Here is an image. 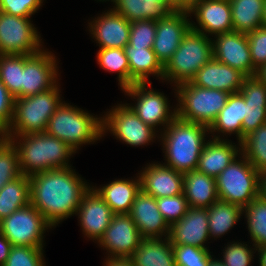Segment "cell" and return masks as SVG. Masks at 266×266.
I'll return each instance as SVG.
<instances>
[{
  "instance_id": "obj_24",
  "label": "cell",
  "mask_w": 266,
  "mask_h": 266,
  "mask_svg": "<svg viewBox=\"0 0 266 266\" xmlns=\"http://www.w3.org/2000/svg\"><path fill=\"white\" fill-rule=\"evenodd\" d=\"M90 25L92 34L101 48L124 49L129 44L130 22L114 10L107 12Z\"/></svg>"
},
{
  "instance_id": "obj_7",
  "label": "cell",
  "mask_w": 266,
  "mask_h": 266,
  "mask_svg": "<svg viewBox=\"0 0 266 266\" xmlns=\"http://www.w3.org/2000/svg\"><path fill=\"white\" fill-rule=\"evenodd\" d=\"M180 108L176 110L179 119L187 122L210 126L220 111L225 107L228 92L202 88L191 82L179 84L177 87ZM182 105V106H181Z\"/></svg>"
},
{
  "instance_id": "obj_34",
  "label": "cell",
  "mask_w": 266,
  "mask_h": 266,
  "mask_svg": "<svg viewBox=\"0 0 266 266\" xmlns=\"http://www.w3.org/2000/svg\"><path fill=\"white\" fill-rule=\"evenodd\" d=\"M210 236H219L227 232L238 221L243 212L239 205L218 199L207 208Z\"/></svg>"
},
{
  "instance_id": "obj_56",
  "label": "cell",
  "mask_w": 266,
  "mask_h": 266,
  "mask_svg": "<svg viewBox=\"0 0 266 266\" xmlns=\"http://www.w3.org/2000/svg\"><path fill=\"white\" fill-rule=\"evenodd\" d=\"M208 266H225L222 262V260H213L212 259V256L210 257V261H209V264Z\"/></svg>"
},
{
  "instance_id": "obj_22",
  "label": "cell",
  "mask_w": 266,
  "mask_h": 266,
  "mask_svg": "<svg viewBox=\"0 0 266 266\" xmlns=\"http://www.w3.org/2000/svg\"><path fill=\"white\" fill-rule=\"evenodd\" d=\"M140 181L141 189L154 198L183 194V173L166 165H149Z\"/></svg>"
},
{
  "instance_id": "obj_44",
  "label": "cell",
  "mask_w": 266,
  "mask_h": 266,
  "mask_svg": "<svg viewBox=\"0 0 266 266\" xmlns=\"http://www.w3.org/2000/svg\"><path fill=\"white\" fill-rule=\"evenodd\" d=\"M247 35L253 66L258 70L266 64V27L256 28Z\"/></svg>"
},
{
  "instance_id": "obj_30",
  "label": "cell",
  "mask_w": 266,
  "mask_h": 266,
  "mask_svg": "<svg viewBox=\"0 0 266 266\" xmlns=\"http://www.w3.org/2000/svg\"><path fill=\"white\" fill-rule=\"evenodd\" d=\"M265 0H229L233 32L248 34L262 27Z\"/></svg>"
},
{
  "instance_id": "obj_48",
  "label": "cell",
  "mask_w": 266,
  "mask_h": 266,
  "mask_svg": "<svg viewBox=\"0 0 266 266\" xmlns=\"http://www.w3.org/2000/svg\"><path fill=\"white\" fill-rule=\"evenodd\" d=\"M12 244L0 233V266H3L8 259Z\"/></svg>"
},
{
  "instance_id": "obj_27",
  "label": "cell",
  "mask_w": 266,
  "mask_h": 266,
  "mask_svg": "<svg viewBox=\"0 0 266 266\" xmlns=\"http://www.w3.org/2000/svg\"><path fill=\"white\" fill-rule=\"evenodd\" d=\"M140 190L141 181L139 178L137 182L116 180L95 191L111 208L114 214H129L136 195Z\"/></svg>"
},
{
  "instance_id": "obj_46",
  "label": "cell",
  "mask_w": 266,
  "mask_h": 266,
  "mask_svg": "<svg viewBox=\"0 0 266 266\" xmlns=\"http://www.w3.org/2000/svg\"><path fill=\"white\" fill-rule=\"evenodd\" d=\"M252 251L248 249L247 245L242 243L231 244L225 249L224 261L225 266H249L252 258Z\"/></svg>"
},
{
  "instance_id": "obj_52",
  "label": "cell",
  "mask_w": 266,
  "mask_h": 266,
  "mask_svg": "<svg viewBox=\"0 0 266 266\" xmlns=\"http://www.w3.org/2000/svg\"><path fill=\"white\" fill-rule=\"evenodd\" d=\"M154 3H159L168 12H175V4L173 0H154Z\"/></svg>"
},
{
  "instance_id": "obj_49",
  "label": "cell",
  "mask_w": 266,
  "mask_h": 266,
  "mask_svg": "<svg viewBox=\"0 0 266 266\" xmlns=\"http://www.w3.org/2000/svg\"><path fill=\"white\" fill-rule=\"evenodd\" d=\"M258 196L266 201V168L258 174Z\"/></svg>"
},
{
  "instance_id": "obj_20",
  "label": "cell",
  "mask_w": 266,
  "mask_h": 266,
  "mask_svg": "<svg viewBox=\"0 0 266 266\" xmlns=\"http://www.w3.org/2000/svg\"><path fill=\"white\" fill-rule=\"evenodd\" d=\"M89 189L78 206L81 227L85 235L99 239L104 235L114 213L105 201L93 189Z\"/></svg>"
},
{
  "instance_id": "obj_5",
  "label": "cell",
  "mask_w": 266,
  "mask_h": 266,
  "mask_svg": "<svg viewBox=\"0 0 266 266\" xmlns=\"http://www.w3.org/2000/svg\"><path fill=\"white\" fill-rule=\"evenodd\" d=\"M59 99V90L56 86L38 94L16 98L13 119L6 130L8 138L14 137L11 136V128L15 129L17 135L45 133L49 119L61 105Z\"/></svg>"
},
{
  "instance_id": "obj_15",
  "label": "cell",
  "mask_w": 266,
  "mask_h": 266,
  "mask_svg": "<svg viewBox=\"0 0 266 266\" xmlns=\"http://www.w3.org/2000/svg\"><path fill=\"white\" fill-rule=\"evenodd\" d=\"M51 53L37 52L24 55L22 70L21 98L38 94L55 87L56 61Z\"/></svg>"
},
{
  "instance_id": "obj_50",
  "label": "cell",
  "mask_w": 266,
  "mask_h": 266,
  "mask_svg": "<svg viewBox=\"0 0 266 266\" xmlns=\"http://www.w3.org/2000/svg\"><path fill=\"white\" fill-rule=\"evenodd\" d=\"M176 11H190L198 2L202 0H173Z\"/></svg>"
},
{
  "instance_id": "obj_40",
  "label": "cell",
  "mask_w": 266,
  "mask_h": 266,
  "mask_svg": "<svg viewBox=\"0 0 266 266\" xmlns=\"http://www.w3.org/2000/svg\"><path fill=\"white\" fill-rule=\"evenodd\" d=\"M156 203L169 227L183 218L190 209L184 194L156 198Z\"/></svg>"
},
{
  "instance_id": "obj_36",
  "label": "cell",
  "mask_w": 266,
  "mask_h": 266,
  "mask_svg": "<svg viewBox=\"0 0 266 266\" xmlns=\"http://www.w3.org/2000/svg\"><path fill=\"white\" fill-rule=\"evenodd\" d=\"M23 69L24 55H0V80L15 99L21 98Z\"/></svg>"
},
{
  "instance_id": "obj_54",
  "label": "cell",
  "mask_w": 266,
  "mask_h": 266,
  "mask_svg": "<svg viewBox=\"0 0 266 266\" xmlns=\"http://www.w3.org/2000/svg\"><path fill=\"white\" fill-rule=\"evenodd\" d=\"M258 252H260V266H266V247H259Z\"/></svg>"
},
{
  "instance_id": "obj_47",
  "label": "cell",
  "mask_w": 266,
  "mask_h": 266,
  "mask_svg": "<svg viewBox=\"0 0 266 266\" xmlns=\"http://www.w3.org/2000/svg\"><path fill=\"white\" fill-rule=\"evenodd\" d=\"M15 98L0 80V129L7 130L13 119Z\"/></svg>"
},
{
  "instance_id": "obj_6",
  "label": "cell",
  "mask_w": 266,
  "mask_h": 266,
  "mask_svg": "<svg viewBox=\"0 0 266 266\" xmlns=\"http://www.w3.org/2000/svg\"><path fill=\"white\" fill-rule=\"evenodd\" d=\"M90 114L61 103L49 119L46 133L56 137L74 151L80 144L97 140L103 134V120Z\"/></svg>"
},
{
  "instance_id": "obj_17",
  "label": "cell",
  "mask_w": 266,
  "mask_h": 266,
  "mask_svg": "<svg viewBox=\"0 0 266 266\" xmlns=\"http://www.w3.org/2000/svg\"><path fill=\"white\" fill-rule=\"evenodd\" d=\"M207 208L190 207L186 214L169 228L172 245H191L207 249L204 242L209 234Z\"/></svg>"
},
{
  "instance_id": "obj_45",
  "label": "cell",
  "mask_w": 266,
  "mask_h": 266,
  "mask_svg": "<svg viewBox=\"0 0 266 266\" xmlns=\"http://www.w3.org/2000/svg\"><path fill=\"white\" fill-rule=\"evenodd\" d=\"M42 0H0V11L19 17H30Z\"/></svg>"
},
{
  "instance_id": "obj_29",
  "label": "cell",
  "mask_w": 266,
  "mask_h": 266,
  "mask_svg": "<svg viewBox=\"0 0 266 266\" xmlns=\"http://www.w3.org/2000/svg\"><path fill=\"white\" fill-rule=\"evenodd\" d=\"M159 238H143L130 259L134 266H176L172 243Z\"/></svg>"
},
{
  "instance_id": "obj_18",
  "label": "cell",
  "mask_w": 266,
  "mask_h": 266,
  "mask_svg": "<svg viewBox=\"0 0 266 266\" xmlns=\"http://www.w3.org/2000/svg\"><path fill=\"white\" fill-rule=\"evenodd\" d=\"M247 76L228 66L220 63L213 57L196 73L190 81L193 85L216 89L229 94L239 93Z\"/></svg>"
},
{
  "instance_id": "obj_19",
  "label": "cell",
  "mask_w": 266,
  "mask_h": 266,
  "mask_svg": "<svg viewBox=\"0 0 266 266\" xmlns=\"http://www.w3.org/2000/svg\"><path fill=\"white\" fill-rule=\"evenodd\" d=\"M129 215L143 238H160L165 232L169 236L170 227L158 210L156 198L142 189L137 193Z\"/></svg>"
},
{
  "instance_id": "obj_9",
  "label": "cell",
  "mask_w": 266,
  "mask_h": 266,
  "mask_svg": "<svg viewBox=\"0 0 266 266\" xmlns=\"http://www.w3.org/2000/svg\"><path fill=\"white\" fill-rule=\"evenodd\" d=\"M52 226L30 203L0 221V233L12 246L42 248L45 228Z\"/></svg>"
},
{
  "instance_id": "obj_23",
  "label": "cell",
  "mask_w": 266,
  "mask_h": 266,
  "mask_svg": "<svg viewBox=\"0 0 266 266\" xmlns=\"http://www.w3.org/2000/svg\"><path fill=\"white\" fill-rule=\"evenodd\" d=\"M188 12H195L200 27L206 33L219 35L233 32L229 0H202Z\"/></svg>"
},
{
  "instance_id": "obj_37",
  "label": "cell",
  "mask_w": 266,
  "mask_h": 266,
  "mask_svg": "<svg viewBox=\"0 0 266 266\" xmlns=\"http://www.w3.org/2000/svg\"><path fill=\"white\" fill-rule=\"evenodd\" d=\"M245 209L248 229L255 247H266V201L259 196L252 200Z\"/></svg>"
},
{
  "instance_id": "obj_2",
  "label": "cell",
  "mask_w": 266,
  "mask_h": 266,
  "mask_svg": "<svg viewBox=\"0 0 266 266\" xmlns=\"http://www.w3.org/2000/svg\"><path fill=\"white\" fill-rule=\"evenodd\" d=\"M207 129L204 124L187 122L176 116L163 137L167 166L182 173L197 170Z\"/></svg>"
},
{
  "instance_id": "obj_11",
  "label": "cell",
  "mask_w": 266,
  "mask_h": 266,
  "mask_svg": "<svg viewBox=\"0 0 266 266\" xmlns=\"http://www.w3.org/2000/svg\"><path fill=\"white\" fill-rule=\"evenodd\" d=\"M187 14L188 11L168 12L162 19L156 21V36L152 49L163 66L191 29L192 23L187 20Z\"/></svg>"
},
{
  "instance_id": "obj_31",
  "label": "cell",
  "mask_w": 266,
  "mask_h": 266,
  "mask_svg": "<svg viewBox=\"0 0 266 266\" xmlns=\"http://www.w3.org/2000/svg\"><path fill=\"white\" fill-rule=\"evenodd\" d=\"M245 101L240 93L230 94L225 107L208 127V130L225 133L235 132L239 142L242 141V121L245 118Z\"/></svg>"
},
{
  "instance_id": "obj_10",
  "label": "cell",
  "mask_w": 266,
  "mask_h": 266,
  "mask_svg": "<svg viewBox=\"0 0 266 266\" xmlns=\"http://www.w3.org/2000/svg\"><path fill=\"white\" fill-rule=\"evenodd\" d=\"M29 17L0 11V55H32L41 51L40 37Z\"/></svg>"
},
{
  "instance_id": "obj_33",
  "label": "cell",
  "mask_w": 266,
  "mask_h": 266,
  "mask_svg": "<svg viewBox=\"0 0 266 266\" xmlns=\"http://www.w3.org/2000/svg\"><path fill=\"white\" fill-rule=\"evenodd\" d=\"M115 2L114 11L124 16L129 22L140 20L157 21L168 11L154 0H112Z\"/></svg>"
},
{
  "instance_id": "obj_39",
  "label": "cell",
  "mask_w": 266,
  "mask_h": 266,
  "mask_svg": "<svg viewBox=\"0 0 266 266\" xmlns=\"http://www.w3.org/2000/svg\"><path fill=\"white\" fill-rule=\"evenodd\" d=\"M21 175L17 149L11 138L0 148V189Z\"/></svg>"
},
{
  "instance_id": "obj_1",
  "label": "cell",
  "mask_w": 266,
  "mask_h": 266,
  "mask_svg": "<svg viewBox=\"0 0 266 266\" xmlns=\"http://www.w3.org/2000/svg\"><path fill=\"white\" fill-rule=\"evenodd\" d=\"M86 185L70 167L39 172L30 176V203L54 226L77 213Z\"/></svg>"
},
{
  "instance_id": "obj_53",
  "label": "cell",
  "mask_w": 266,
  "mask_h": 266,
  "mask_svg": "<svg viewBox=\"0 0 266 266\" xmlns=\"http://www.w3.org/2000/svg\"><path fill=\"white\" fill-rule=\"evenodd\" d=\"M257 78L266 85V64L262 65L256 73Z\"/></svg>"
},
{
  "instance_id": "obj_28",
  "label": "cell",
  "mask_w": 266,
  "mask_h": 266,
  "mask_svg": "<svg viewBox=\"0 0 266 266\" xmlns=\"http://www.w3.org/2000/svg\"><path fill=\"white\" fill-rule=\"evenodd\" d=\"M124 49L129 61L130 86L135 83H147L149 74H157L163 78V65L152 48L132 47L127 44Z\"/></svg>"
},
{
  "instance_id": "obj_16",
  "label": "cell",
  "mask_w": 266,
  "mask_h": 266,
  "mask_svg": "<svg viewBox=\"0 0 266 266\" xmlns=\"http://www.w3.org/2000/svg\"><path fill=\"white\" fill-rule=\"evenodd\" d=\"M146 90V83H135L132 86L124 88L126 93L131 96L138 97L137 104L130 108L133 112L145 123L151 127L158 124H166L167 126L177 116L176 110L174 113L168 114L169 108L167 98L153 90Z\"/></svg>"
},
{
  "instance_id": "obj_35",
  "label": "cell",
  "mask_w": 266,
  "mask_h": 266,
  "mask_svg": "<svg viewBox=\"0 0 266 266\" xmlns=\"http://www.w3.org/2000/svg\"><path fill=\"white\" fill-rule=\"evenodd\" d=\"M243 156L257 170L266 168V122L248 134L241 142Z\"/></svg>"
},
{
  "instance_id": "obj_21",
  "label": "cell",
  "mask_w": 266,
  "mask_h": 266,
  "mask_svg": "<svg viewBox=\"0 0 266 266\" xmlns=\"http://www.w3.org/2000/svg\"><path fill=\"white\" fill-rule=\"evenodd\" d=\"M245 101L242 140L266 122V85L257 76L247 77L239 91Z\"/></svg>"
},
{
  "instance_id": "obj_12",
  "label": "cell",
  "mask_w": 266,
  "mask_h": 266,
  "mask_svg": "<svg viewBox=\"0 0 266 266\" xmlns=\"http://www.w3.org/2000/svg\"><path fill=\"white\" fill-rule=\"evenodd\" d=\"M217 36L215 44H212L213 58L247 77L256 76L257 69L253 66L247 35L229 32Z\"/></svg>"
},
{
  "instance_id": "obj_4",
  "label": "cell",
  "mask_w": 266,
  "mask_h": 266,
  "mask_svg": "<svg viewBox=\"0 0 266 266\" xmlns=\"http://www.w3.org/2000/svg\"><path fill=\"white\" fill-rule=\"evenodd\" d=\"M212 44L204 31L191 24L178 49L163 66V78L174 80L178 85L190 82L213 57Z\"/></svg>"
},
{
  "instance_id": "obj_26",
  "label": "cell",
  "mask_w": 266,
  "mask_h": 266,
  "mask_svg": "<svg viewBox=\"0 0 266 266\" xmlns=\"http://www.w3.org/2000/svg\"><path fill=\"white\" fill-rule=\"evenodd\" d=\"M238 150L227 141L216 137L207 142L200 154L197 170L216 178L237 156Z\"/></svg>"
},
{
  "instance_id": "obj_55",
  "label": "cell",
  "mask_w": 266,
  "mask_h": 266,
  "mask_svg": "<svg viewBox=\"0 0 266 266\" xmlns=\"http://www.w3.org/2000/svg\"><path fill=\"white\" fill-rule=\"evenodd\" d=\"M0 135L2 136L0 138V148H1L9 140V138L6 130L4 129H0Z\"/></svg>"
},
{
  "instance_id": "obj_57",
  "label": "cell",
  "mask_w": 266,
  "mask_h": 266,
  "mask_svg": "<svg viewBox=\"0 0 266 266\" xmlns=\"http://www.w3.org/2000/svg\"><path fill=\"white\" fill-rule=\"evenodd\" d=\"M263 27H266V0L264 2V9H263Z\"/></svg>"
},
{
  "instance_id": "obj_43",
  "label": "cell",
  "mask_w": 266,
  "mask_h": 266,
  "mask_svg": "<svg viewBox=\"0 0 266 266\" xmlns=\"http://www.w3.org/2000/svg\"><path fill=\"white\" fill-rule=\"evenodd\" d=\"M42 248L12 246L3 266H44Z\"/></svg>"
},
{
  "instance_id": "obj_8",
  "label": "cell",
  "mask_w": 266,
  "mask_h": 266,
  "mask_svg": "<svg viewBox=\"0 0 266 266\" xmlns=\"http://www.w3.org/2000/svg\"><path fill=\"white\" fill-rule=\"evenodd\" d=\"M244 160L234 159L215 178L218 198L242 208L258 197L259 174L246 158Z\"/></svg>"
},
{
  "instance_id": "obj_25",
  "label": "cell",
  "mask_w": 266,
  "mask_h": 266,
  "mask_svg": "<svg viewBox=\"0 0 266 266\" xmlns=\"http://www.w3.org/2000/svg\"><path fill=\"white\" fill-rule=\"evenodd\" d=\"M183 194L190 207L208 208L219 199L215 178L198 170L183 173Z\"/></svg>"
},
{
  "instance_id": "obj_51",
  "label": "cell",
  "mask_w": 266,
  "mask_h": 266,
  "mask_svg": "<svg viewBox=\"0 0 266 266\" xmlns=\"http://www.w3.org/2000/svg\"><path fill=\"white\" fill-rule=\"evenodd\" d=\"M105 266H134L130 258H108Z\"/></svg>"
},
{
  "instance_id": "obj_38",
  "label": "cell",
  "mask_w": 266,
  "mask_h": 266,
  "mask_svg": "<svg viewBox=\"0 0 266 266\" xmlns=\"http://www.w3.org/2000/svg\"><path fill=\"white\" fill-rule=\"evenodd\" d=\"M97 58L103 69L119 72V82L122 89L130 86V68L125 49L101 48Z\"/></svg>"
},
{
  "instance_id": "obj_14",
  "label": "cell",
  "mask_w": 266,
  "mask_h": 266,
  "mask_svg": "<svg viewBox=\"0 0 266 266\" xmlns=\"http://www.w3.org/2000/svg\"><path fill=\"white\" fill-rule=\"evenodd\" d=\"M143 237L129 214H114L112 220L99 239L115 258H130L140 245Z\"/></svg>"
},
{
  "instance_id": "obj_41",
  "label": "cell",
  "mask_w": 266,
  "mask_h": 266,
  "mask_svg": "<svg viewBox=\"0 0 266 266\" xmlns=\"http://www.w3.org/2000/svg\"><path fill=\"white\" fill-rule=\"evenodd\" d=\"M176 266H208L210 253L207 249L191 245H172Z\"/></svg>"
},
{
  "instance_id": "obj_32",
  "label": "cell",
  "mask_w": 266,
  "mask_h": 266,
  "mask_svg": "<svg viewBox=\"0 0 266 266\" xmlns=\"http://www.w3.org/2000/svg\"><path fill=\"white\" fill-rule=\"evenodd\" d=\"M30 204V177L21 175L0 189V221Z\"/></svg>"
},
{
  "instance_id": "obj_13",
  "label": "cell",
  "mask_w": 266,
  "mask_h": 266,
  "mask_svg": "<svg viewBox=\"0 0 266 266\" xmlns=\"http://www.w3.org/2000/svg\"><path fill=\"white\" fill-rule=\"evenodd\" d=\"M103 119V132L108 127L117 138L125 143L138 146L143 145L155 136L154 129L145 124L130 108L120 105Z\"/></svg>"
},
{
  "instance_id": "obj_3",
  "label": "cell",
  "mask_w": 266,
  "mask_h": 266,
  "mask_svg": "<svg viewBox=\"0 0 266 266\" xmlns=\"http://www.w3.org/2000/svg\"><path fill=\"white\" fill-rule=\"evenodd\" d=\"M24 142L16 147L21 173L32 176L48 170L68 168L66 159L75 151L62 140L45 133L18 135Z\"/></svg>"
},
{
  "instance_id": "obj_42",
  "label": "cell",
  "mask_w": 266,
  "mask_h": 266,
  "mask_svg": "<svg viewBox=\"0 0 266 266\" xmlns=\"http://www.w3.org/2000/svg\"><path fill=\"white\" fill-rule=\"evenodd\" d=\"M129 44L132 47L153 48L156 36V21L140 20L130 22Z\"/></svg>"
}]
</instances>
